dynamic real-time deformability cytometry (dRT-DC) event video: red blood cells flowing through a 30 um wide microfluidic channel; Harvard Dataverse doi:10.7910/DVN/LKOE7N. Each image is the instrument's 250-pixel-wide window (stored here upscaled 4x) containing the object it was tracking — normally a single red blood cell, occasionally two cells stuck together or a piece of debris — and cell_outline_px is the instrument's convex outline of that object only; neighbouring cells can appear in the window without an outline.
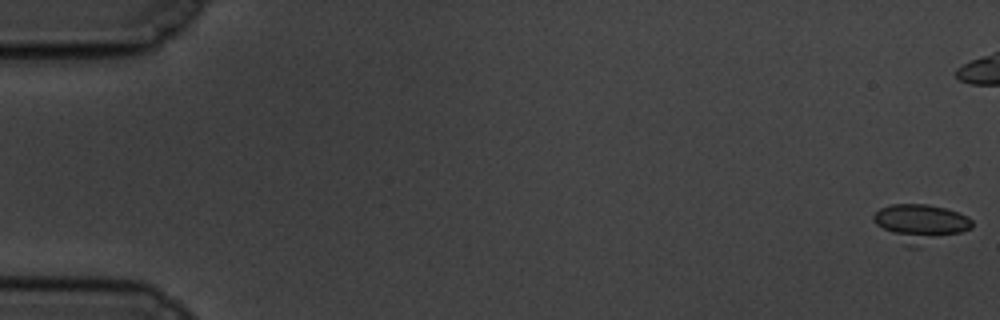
{"species": "common noctule bat (a hibernating species)", "species_latin": "Nyctalus noctula", "temperature_condition": "cold", "stored_images_in_passage": 60, "camera_frame_rate_fps": 3000, "um_per_image_px": 0.085, "animal": {"sex": "male", "body_mass_g": 19.5, "forearm_length_mm": 54.6}, "frame": {"image": 1, "passage_image": 1, "time_ms": 0.0, "image_size_px": [1000, 320], "cell_outline_px": [[972, 228], [920, 248], [908, 248], [876, 224], [872, 220], [872, 216], [880, 208], [892, 204], [928, 204], [944, 208], [968, 216], [972, 220]], "centroid_in_image_um": [78.24, 18.99], "position_along_channel_um": 6.8, "area_um2": 21.85}}
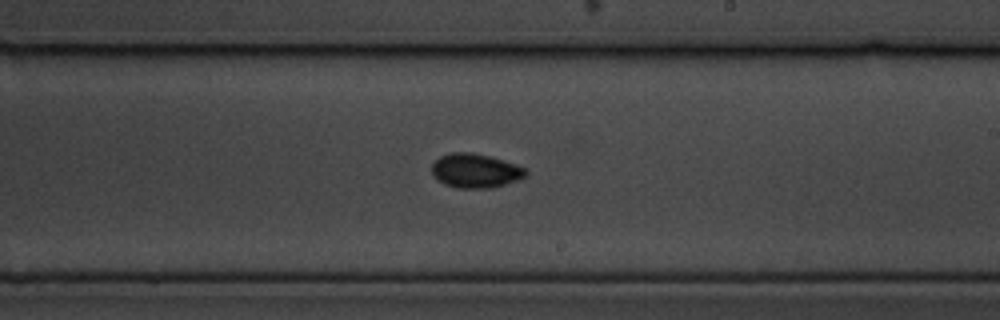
{"frame": {"image": 2, "passage_image": 35, "time_ms": 11.333, "image_size_px": [1000, 320], "cell_outline_px": [[528, 172], [524, 176], [516, 180], [492, 188], [456, 188], [444, 184], [436, 180], [432, 176], [432, 164], [440, 156], [452, 152], [472, 152], [504, 160], [516, 164], [524, 168]], "centroid_in_image_um": [40.36, 14.51], "position_along_channel_um": 248.6, "area_um2": 18.73}}
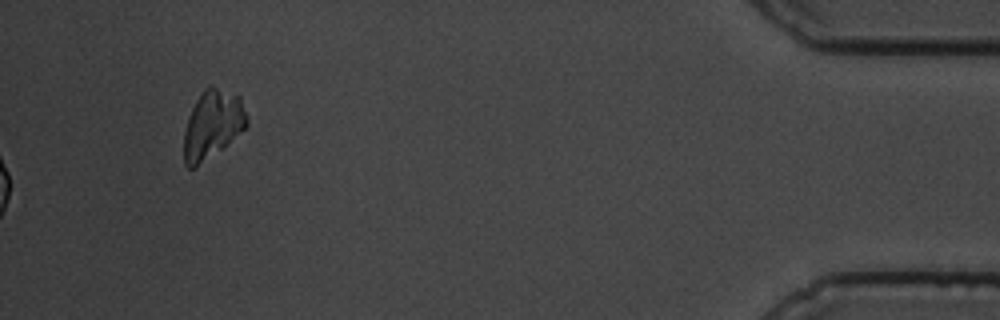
{"frame": {"image": 3, "passage_image": 60, "time_ms": 19.667, "image_size_px": [1000, 320], "cell_outline_px": [[248, 124], [244, 128], [196, 168], [188, 168], [184, 164], [184, 132], [188, 116], [200, 92], [208, 84], [212, 84], [240, 96], [248, 120]], "centroid_in_image_um": [18.03, 10.53], "position_along_channel_um": 417.2, "area_um2": 24.91}, "authors_computed_cell_mechanics": {"area_um2": 18.1203, "velocity_mm_per_s": 3.4678, "shape_relaxation_time_tau1_ms": null, "shape_relaxation_time_tau2_ms": 2.6861, "deformation_change_tau1": null, "deformation_change_tau2": 0.0548}}